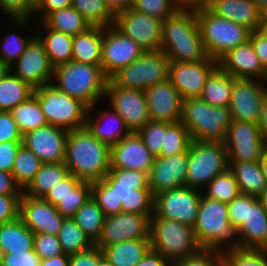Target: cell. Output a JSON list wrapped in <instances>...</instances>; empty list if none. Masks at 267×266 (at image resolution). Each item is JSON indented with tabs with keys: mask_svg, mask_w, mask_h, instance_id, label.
Returning a JSON list of instances; mask_svg holds the SVG:
<instances>
[{
	"mask_svg": "<svg viewBox=\"0 0 267 266\" xmlns=\"http://www.w3.org/2000/svg\"><path fill=\"white\" fill-rule=\"evenodd\" d=\"M224 145L228 162L260 161L267 147L258 124L234 120Z\"/></svg>",
	"mask_w": 267,
	"mask_h": 266,
	"instance_id": "5bb4252c",
	"label": "cell"
},
{
	"mask_svg": "<svg viewBox=\"0 0 267 266\" xmlns=\"http://www.w3.org/2000/svg\"><path fill=\"white\" fill-rule=\"evenodd\" d=\"M234 77L217 66L208 76L200 98L211 106L228 107Z\"/></svg>",
	"mask_w": 267,
	"mask_h": 266,
	"instance_id": "e575fe53",
	"label": "cell"
},
{
	"mask_svg": "<svg viewBox=\"0 0 267 266\" xmlns=\"http://www.w3.org/2000/svg\"><path fill=\"white\" fill-rule=\"evenodd\" d=\"M21 195H0V225L19 217Z\"/></svg>",
	"mask_w": 267,
	"mask_h": 266,
	"instance_id": "680465c9",
	"label": "cell"
},
{
	"mask_svg": "<svg viewBox=\"0 0 267 266\" xmlns=\"http://www.w3.org/2000/svg\"><path fill=\"white\" fill-rule=\"evenodd\" d=\"M69 174L64 162L44 163L34 179L23 190L25 195L43 198L51 188Z\"/></svg>",
	"mask_w": 267,
	"mask_h": 266,
	"instance_id": "d590c367",
	"label": "cell"
},
{
	"mask_svg": "<svg viewBox=\"0 0 267 266\" xmlns=\"http://www.w3.org/2000/svg\"><path fill=\"white\" fill-rule=\"evenodd\" d=\"M111 148L85 126L68 132L64 163L81 181L102 180L110 170Z\"/></svg>",
	"mask_w": 267,
	"mask_h": 266,
	"instance_id": "6da1fadb",
	"label": "cell"
},
{
	"mask_svg": "<svg viewBox=\"0 0 267 266\" xmlns=\"http://www.w3.org/2000/svg\"><path fill=\"white\" fill-rule=\"evenodd\" d=\"M40 262L34 250L0 255V266H40Z\"/></svg>",
	"mask_w": 267,
	"mask_h": 266,
	"instance_id": "9f6ffc18",
	"label": "cell"
},
{
	"mask_svg": "<svg viewBox=\"0 0 267 266\" xmlns=\"http://www.w3.org/2000/svg\"><path fill=\"white\" fill-rule=\"evenodd\" d=\"M22 192L12 173L0 171V195H22Z\"/></svg>",
	"mask_w": 267,
	"mask_h": 266,
	"instance_id": "003e7915",
	"label": "cell"
},
{
	"mask_svg": "<svg viewBox=\"0 0 267 266\" xmlns=\"http://www.w3.org/2000/svg\"><path fill=\"white\" fill-rule=\"evenodd\" d=\"M17 31L10 34L0 33V59L9 67L16 62L29 43L36 37V32L23 36L19 30Z\"/></svg>",
	"mask_w": 267,
	"mask_h": 266,
	"instance_id": "7dc6e473",
	"label": "cell"
},
{
	"mask_svg": "<svg viewBox=\"0 0 267 266\" xmlns=\"http://www.w3.org/2000/svg\"><path fill=\"white\" fill-rule=\"evenodd\" d=\"M98 266H113L106 258L103 256L98 263Z\"/></svg>",
	"mask_w": 267,
	"mask_h": 266,
	"instance_id": "deb4b68c",
	"label": "cell"
},
{
	"mask_svg": "<svg viewBox=\"0 0 267 266\" xmlns=\"http://www.w3.org/2000/svg\"><path fill=\"white\" fill-rule=\"evenodd\" d=\"M36 0H0V14L18 29L31 26ZM30 22V23H29ZM14 23V24H13Z\"/></svg>",
	"mask_w": 267,
	"mask_h": 266,
	"instance_id": "f6af8a7d",
	"label": "cell"
},
{
	"mask_svg": "<svg viewBox=\"0 0 267 266\" xmlns=\"http://www.w3.org/2000/svg\"><path fill=\"white\" fill-rule=\"evenodd\" d=\"M103 251L93 245L90 249L70 255L68 266H98Z\"/></svg>",
	"mask_w": 267,
	"mask_h": 266,
	"instance_id": "be15d7a7",
	"label": "cell"
},
{
	"mask_svg": "<svg viewBox=\"0 0 267 266\" xmlns=\"http://www.w3.org/2000/svg\"><path fill=\"white\" fill-rule=\"evenodd\" d=\"M170 60L162 50L145 51L137 60L115 73L110 80L120 87L146 90L168 79Z\"/></svg>",
	"mask_w": 267,
	"mask_h": 266,
	"instance_id": "8fae6325",
	"label": "cell"
},
{
	"mask_svg": "<svg viewBox=\"0 0 267 266\" xmlns=\"http://www.w3.org/2000/svg\"><path fill=\"white\" fill-rule=\"evenodd\" d=\"M222 255L223 266H267V252L262 249L237 246Z\"/></svg>",
	"mask_w": 267,
	"mask_h": 266,
	"instance_id": "c3c4849f",
	"label": "cell"
},
{
	"mask_svg": "<svg viewBox=\"0 0 267 266\" xmlns=\"http://www.w3.org/2000/svg\"><path fill=\"white\" fill-rule=\"evenodd\" d=\"M72 5V0H36V8L32 19L36 16V20L42 22L50 13L69 7Z\"/></svg>",
	"mask_w": 267,
	"mask_h": 266,
	"instance_id": "e7e4bbea",
	"label": "cell"
},
{
	"mask_svg": "<svg viewBox=\"0 0 267 266\" xmlns=\"http://www.w3.org/2000/svg\"><path fill=\"white\" fill-rule=\"evenodd\" d=\"M111 12L116 15L132 6L133 0H103Z\"/></svg>",
	"mask_w": 267,
	"mask_h": 266,
	"instance_id": "2644e50d",
	"label": "cell"
},
{
	"mask_svg": "<svg viewBox=\"0 0 267 266\" xmlns=\"http://www.w3.org/2000/svg\"><path fill=\"white\" fill-rule=\"evenodd\" d=\"M137 133L149 151L158 156L164 140L165 122L150 120Z\"/></svg>",
	"mask_w": 267,
	"mask_h": 266,
	"instance_id": "f5cc1de1",
	"label": "cell"
},
{
	"mask_svg": "<svg viewBox=\"0 0 267 266\" xmlns=\"http://www.w3.org/2000/svg\"><path fill=\"white\" fill-rule=\"evenodd\" d=\"M34 251L41 260L64 254L58 237L44 233L34 234Z\"/></svg>",
	"mask_w": 267,
	"mask_h": 266,
	"instance_id": "11a10c76",
	"label": "cell"
},
{
	"mask_svg": "<svg viewBox=\"0 0 267 266\" xmlns=\"http://www.w3.org/2000/svg\"><path fill=\"white\" fill-rule=\"evenodd\" d=\"M33 94L48 124L68 131L86 126L88 107L80 100L70 97L52 84L34 89Z\"/></svg>",
	"mask_w": 267,
	"mask_h": 266,
	"instance_id": "9c48e42d",
	"label": "cell"
},
{
	"mask_svg": "<svg viewBox=\"0 0 267 266\" xmlns=\"http://www.w3.org/2000/svg\"><path fill=\"white\" fill-rule=\"evenodd\" d=\"M151 121L178 123L182 116V98L169 79L144 90Z\"/></svg>",
	"mask_w": 267,
	"mask_h": 266,
	"instance_id": "cb8c5ba5",
	"label": "cell"
},
{
	"mask_svg": "<svg viewBox=\"0 0 267 266\" xmlns=\"http://www.w3.org/2000/svg\"><path fill=\"white\" fill-rule=\"evenodd\" d=\"M201 191L203 196L227 204L240 194L238 183L229 168L217 175Z\"/></svg>",
	"mask_w": 267,
	"mask_h": 266,
	"instance_id": "ee69618b",
	"label": "cell"
},
{
	"mask_svg": "<svg viewBox=\"0 0 267 266\" xmlns=\"http://www.w3.org/2000/svg\"><path fill=\"white\" fill-rule=\"evenodd\" d=\"M68 130L47 124L23 135V145L43 163L64 162Z\"/></svg>",
	"mask_w": 267,
	"mask_h": 266,
	"instance_id": "44dd1931",
	"label": "cell"
},
{
	"mask_svg": "<svg viewBox=\"0 0 267 266\" xmlns=\"http://www.w3.org/2000/svg\"><path fill=\"white\" fill-rule=\"evenodd\" d=\"M107 82L101 65L70 61L54 67L52 85L88 108L104 100Z\"/></svg>",
	"mask_w": 267,
	"mask_h": 266,
	"instance_id": "3957f363",
	"label": "cell"
},
{
	"mask_svg": "<svg viewBox=\"0 0 267 266\" xmlns=\"http://www.w3.org/2000/svg\"><path fill=\"white\" fill-rule=\"evenodd\" d=\"M258 198L261 201V204H262L263 208L267 212V186H266V188L264 189V191L262 192V194Z\"/></svg>",
	"mask_w": 267,
	"mask_h": 266,
	"instance_id": "2a66077c",
	"label": "cell"
},
{
	"mask_svg": "<svg viewBox=\"0 0 267 266\" xmlns=\"http://www.w3.org/2000/svg\"><path fill=\"white\" fill-rule=\"evenodd\" d=\"M44 163L25 145H21L12 168V175L15 183L22 191L34 179L36 173L41 169Z\"/></svg>",
	"mask_w": 267,
	"mask_h": 266,
	"instance_id": "b9f144b4",
	"label": "cell"
},
{
	"mask_svg": "<svg viewBox=\"0 0 267 266\" xmlns=\"http://www.w3.org/2000/svg\"><path fill=\"white\" fill-rule=\"evenodd\" d=\"M229 170L234 174L240 193L259 197L267 186L260 161L228 162Z\"/></svg>",
	"mask_w": 267,
	"mask_h": 266,
	"instance_id": "836d02e7",
	"label": "cell"
},
{
	"mask_svg": "<svg viewBox=\"0 0 267 266\" xmlns=\"http://www.w3.org/2000/svg\"><path fill=\"white\" fill-rule=\"evenodd\" d=\"M22 144V140H10L0 143V171L12 172L14 160Z\"/></svg>",
	"mask_w": 267,
	"mask_h": 266,
	"instance_id": "6125c7cd",
	"label": "cell"
},
{
	"mask_svg": "<svg viewBox=\"0 0 267 266\" xmlns=\"http://www.w3.org/2000/svg\"><path fill=\"white\" fill-rule=\"evenodd\" d=\"M42 22L52 30L72 36L83 33L91 27L72 5L50 13Z\"/></svg>",
	"mask_w": 267,
	"mask_h": 266,
	"instance_id": "8d00e7d4",
	"label": "cell"
},
{
	"mask_svg": "<svg viewBox=\"0 0 267 266\" xmlns=\"http://www.w3.org/2000/svg\"><path fill=\"white\" fill-rule=\"evenodd\" d=\"M10 113L22 135L48 124L34 94L19 105L14 106Z\"/></svg>",
	"mask_w": 267,
	"mask_h": 266,
	"instance_id": "f35d334b",
	"label": "cell"
},
{
	"mask_svg": "<svg viewBox=\"0 0 267 266\" xmlns=\"http://www.w3.org/2000/svg\"><path fill=\"white\" fill-rule=\"evenodd\" d=\"M261 169L263 172V175L265 176V179L267 181V147L266 150L260 160Z\"/></svg>",
	"mask_w": 267,
	"mask_h": 266,
	"instance_id": "34e18365",
	"label": "cell"
},
{
	"mask_svg": "<svg viewBox=\"0 0 267 266\" xmlns=\"http://www.w3.org/2000/svg\"><path fill=\"white\" fill-rule=\"evenodd\" d=\"M80 181V179L69 173L58 184L54 185L43 199L55 207Z\"/></svg>",
	"mask_w": 267,
	"mask_h": 266,
	"instance_id": "6f0895ef",
	"label": "cell"
},
{
	"mask_svg": "<svg viewBox=\"0 0 267 266\" xmlns=\"http://www.w3.org/2000/svg\"><path fill=\"white\" fill-rule=\"evenodd\" d=\"M10 71V67L0 59V80H2Z\"/></svg>",
	"mask_w": 267,
	"mask_h": 266,
	"instance_id": "11e5206c",
	"label": "cell"
},
{
	"mask_svg": "<svg viewBox=\"0 0 267 266\" xmlns=\"http://www.w3.org/2000/svg\"><path fill=\"white\" fill-rule=\"evenodd\" d=\"M213 0H173L178 11L198 12L211 7Z\"/></svg>",
	"mask_w": 267,
	"mask_h": 266,
	"instance_id": "a7ac6f4b",
	"label": "cell"
},
{
	"mask_svg": "<svg viewBox=\"0 0 267 266\" xmlns=\"http://www.w3.org/2000/svg\"><path fill=\"white\" fill-rule=\"evenodd\" d=\"M19 217L34 233L58 234L64 217L43 198H35L22 192Z\"/></svg>",
	"mask_w": 267,
	"mask_h": 266,
	"instance_id": "603a6c76",
	"label": "cell"
},
{
	"mask_svg": "<svg viewBox=\"0 0 267 266\" xmlns=\"http://www.w3.org/2000/svg\"><path fill=\"white\" fill-rule=\"evenodd\" d=\"M57 237L64 254L69 256L88 250L94 245L73 218L64 219Z\"/></svg>",
	"mask_w": 267,
	"mask_h": 266,
	"instance_id": "60d3db41",
	"label": "cell"
},
{
	"mask_svg": "<svg viewBox=\"0 0 267 266\" xmlns=\"http://www.w3.org/2000/svg\"><path fill=\"white\" fill-rule=\"evenodd\" d=\"M144 52L135 41L114 26L102 28L101 67L108 79Z\"/></svg>",
	"mask_w": 267,
	"mask_h": 266,
	"instance_id": "e0dca14e",
	"label": "cell"
},
{
	"mask_svg": "<svg viewBox=\"0 0 267 266\" xmlns=\"http://www.w3.org/2000/svg\"><path fill=\"white\" fill-rule=\"evenodd\" d=\"M209 9L217 16L238 23L251 32L259 29L261 10L253 0H213Z\"/></svg>",
	"mask_w": 267,
	"mask_h": 266,
	"instance_id": "f1b7e54d",
	"label": "cell"
},
{
	"mask_svg": "<svg viewBox=\"0 0 267 266\" xmlns=\"http://www.w3.org/2000/svg\"><path fill=\"white\" fill-rule=\"evenodd\" d=\"M91 196V182L80 181L56 206L64 218H73Z\"/></svg>",
	"mask_w": 267,
	"mask_h": 266,
	"instance_id": "681fc988",
	"label": "cell"
},
{
	"mask_svg": "<svg viewBox=\"0 0 267 266\" xmlns=\"http://www.w3.org/2000/svg\"><path fill=\"white\" fill-rule=\"evenodd\" d=\"M103 180L114 190L122 212L153 215L154 197L148 174L138 170L110 168Z\"/></svg>",
	"mask_w": 267,
	"mask_h": 266,
	"instance_id": "52a82bcc",
	"label": "cell"
},
{
	"mask_svg": "<svg viewBox=\"0 0 267 266\" xmlns=\"http://www.w3.org/2000/svg\"><path fill=\"white\" fill-rule=\"evenodd\" d=\"M189 131L180 121L178 123H165V134L160 150V157H170L182 152H186L191 143Z\"/></svg>",
	"mask_w": 267,
	"mask_h": 266,
	"instance_id": "bcb514c9",
	"label": "cell"
},
{
	"mask_svg": "<svg viewBox=\"0 0 267 266\" xmlns=\"http://www.w3.org/2000/svg\"><path fill=\"white\" fill-rule=\"evenodd\" d=\"M181 122L191 140L224 143L232 117L229 107L211 106L195 97L182 100Z\"/></svg>",
	"mask_w": 267,
	"mask_h": 266,
	"instance_id": "5b68a950",
	"label": "cell"
},
{
	"mask_svg": "<svg viewBox=\"0 0 267 266\" xmlns=\"http://www.w3.org/2000/svg\"><path fill=\"white\" fill-rule=\"evenodd\" d=\"M217 66L218 61L210 57L196 62L170 61L168 79L182 99L200 97L208 76Z\"/></svg>",
	"mask_w": 267,
	"mask_h": 266,
	"instance_id": "ffe728a7",
	"label": "cell"
},
{
	"mask_svg": "<svg viewBox=\"0 0 267 266\" xmlns=\"http://www.w3.org/2000/svg\"><path fill=\"white\" fill-rule=\"evenodd\" d=\"M105 214L90 196L80 207L73 219L93 243L100 237L105 221Z\"/></svg>",
	"mask_w": 267,
	"mask_h": 266,
	"instance_id": "ab89813d",
	"label": "cell"
},
{
	"mask_svg": "<svg viewBox=\"0 0 267 266\" xmlns=\"http://www.w3.org/2000/svg\"><path fill=\"white\" fill-rule=\"evenodd\" d=\"M202 191L181 187L154 196L153 213L157 217L175 220L193 227L197 220Z\"/></svg>",
	"mask_w": 267,
	"mask_h": 266,
	"instance_id": "4fadbf2b",
	"label": "cell"
},
{
	"mask_svg": "<svg viewBox=\"0 0 267 266\" xmlns=\"http://www.w3.org/2000/svg\"><path fill=\"white\" fill-rule=\"evenodd\" d=\"M249 40L251 41L261 64L267 71V39L258 31L251 32Z\"/></svg>",
	"mask_w": 267,
	"mask_h": 266,
	"instance_id": "03108f58",
	"label": "cell"
},
{
	"mask_svg": "<svg viewBox=\"0 0 267 266\" xmlns=\"http://www.w3.org/2000/svg\"><path fill=\"white\" fill-rule=\"evenodd\" d=\"M33 93L34 88L23 82L10 70L0 80V111L10 112L14 106L27 100Z\"/></svg>",
	"mask_w": 267,
	"mask_h": 266,
	"instance_id": "74e56055",
	"label": "cell"
},
{
	"mask_svg": "<svg viewBox=\"0 0 267 266\" xmlns=\"http://www.w3.org/2000/svg\"><path fill=\"white\" fill-rule=\"evenodd\" d=\"M151 249L160 253L170 263L185 259L201 250L193 227L175 220L150 217Z\"/></svg>",
	"mask_w": 267,
	"mask_h": 266,
	"instance_id": "8992f818",
	"label": "cell"
},
{
	"mask_svg": "<svg viewBox=\"0 0 267 266\" xmlns=\"http://www.w3.org/2000/svg\"><path fill=\"white\" fill-rule=\"evenodd\" d=\"M69 255L60 254L48 259H42L40 266H68Z\"/></svg>",
	"mask_w": 267,
	"mask_h": 266,
	"instance_id": "8c879c8a",
	"label": "cell"
},
{
	"mask_svg": "<svg viewBox=\"0 0 267 266\" xmlns=\"http://www.w3.org/2000/svg\"><path fill=\"white\" fill-rule=\"evenodd\" d=\"M196 16L206 53L216 61L250 38L249 29L217 16L210 9L200 10Z\"/></svg>",
	"mask_w": 267,
	"mask_h": 266,
	"instance_id": "ba28073f",
	"label": "cell"
},
{
	"mask_svg": "<svg viewBox=\"0 0 267 266\" xmlns=\"http://www.w3.org/2000/svg\"><path fill=\"white\" fill-rule=\"evenodd\" d=\"M34 250V233L18 217L0 225V255Z\"/></svg>",
	"mask_w": 267,
	"mask_h": 266,
	"instance_id": "4dcf8cb0",
	"label": "cell"
},
{
	"mask_svg": "<svg viewBox=\"0 0 267 266\" xmlns=\"http://www.w3.org/2000/svg\"><path fill=\"white\" fill-rule=\"evenodd\" d=\"M99 103L89 107L86 115V127L101 142L110 148L118 144L130 131L123 119L109 105L96 111ZM107 108V109H106ZM96 112V117L93 112ZM98 114V115H97Z\"/></svg>",
	"mask_w": 267,
	"mask_h": 266,
	"instance_id": "4316f807",
	"label": "cell"
},
{
	"mask_svg": "<svg viewBox=\"0 0 267 266\" xmlns=\"http://www.w3.org/2000/svg\"><path fill=\"white\" fill-rule=\"evenodd\" d=\"M193 230L201 249L223 253L238 246L236 230L229 220L227 203L201 195Z\"/></svg>",
	"mask_w": 267,
	"mask_h": 266,
	"instance_id": "277c9868",
	"label": "cell"
},
{
	"mask_svg": "<svg viewBox=\"0 0 267 266\" xmlns=\"http://www.w3.org/2000/svg\"><path fill=\"white\" fill-rule=\"evenodd\" d=\"M102 27H90L73 36L72 59L77 63L101 65Z\"/></svg>",
	"mask_w": 267,
	"mask_h": 266,
	"instance_id": "1f68e13d",
	"label": "cell"
},
{
	"mask_svg": "<svg viewBox=\"0 0 267 266\" xmlns=\"http://www.w3.org/2000/svg\"><path fill=\"white\" fill-rule=\"evenodd\" d=\"M218 66L234 78L267 81L264 69L250 40L228 51L218 60Z\"/></svg>",
	"mask_w": 267,
	"mask_h": 266,
	"instance_id": "484cf974",
	"label": "cell"
},
{
	"mask_svg": "<svg viewBox=\"0 0 267 266\" xmlns=\"http://www.w3.org/2000/svg\"><path fill=\"white\" fill-rule=\"evenodd\" d=\"M104 101L118 113L130 132H138L150 121L146 97L142 90L116 86L108 79Z\"/></svg>",
	"mask_w": 267,
	"mask_h": 266,
	"instance_id": "7c38bea8",
	"label": "cell"
},
{
	"mask_svg": "<svg viewBox=\"0 0 267 266\" xmlns=\"http://www.w3.org/2000/svg\"><path fill=\"white\" fill-rule=\"evenodd\" d=\"M161 50L173 62L206 60L196 12L176 11L163 20Z\"/></svg>",
	"mask_w": 267,
	"mask_h": 266,
	"instance_id": "7a4b0ae2",
	"label": "cell"
},
{
	"mask_svg": "<svg viewBox=\"0 0 267 266\" xmlns=\"http://www.w3.org/2000/svg\"><path fill=\"white\" fill-rule=\"evenodd\" d=\"M91 196L105 216L122 212V207L117 206L114 190L103 179L91 183Z\"/></svg>",
	"mask_w": 267,
	"mask_h": 266,
	"instance_id": "f907efd6",
	"label": "cell"
},
{
	"mask_svg": "<svg viewBox=\"0 0 267 266\" xmlns=\"http://www.w3.org/2000/svg\"><path fill=\"white\" fill-rule=\"evenodd\" d=\"M113 26L144 51L161 50L162 19L137 12L130 7L115 15Z\"/></svg>",
	"mask_w": 267,
	"mask_h": 266,
	"instance_id": "9a60e30c",
	"label": "cell"
},
{
	"mask_svg": "<svg viewBox=\"0 0 267 266\" xmlns=\"http://www.w3.org/2000/svg\"><path fill=\"white\" fill-rule=\"evenodd\" d=\"M171 266H223V255L218 251L201 249L192 256L172 262Z\"/></svg>",
	"mask_w": 267,
	"mask_h": 266,
	"instance_id": "db71d44e",
	"label": "cell"
},
{
	"mask_svg": "<svg viewBox=\"0 0 267 266\" xmlns=\"http://www.w3.org/2000/svg\"><path fill=\"white\" fill-rule=\"evenodd\" d=\"M40 27L36 36L43 43L49 61L53 67L65 64L72 59L73 36L52 30L43 22H38Z\"/></svg>",
	"mask_w": 267,
	"mask_h": 266,
	"instance_id": "f546056e",
	"label": "cell"
},
{
	"mask_svg": "<svg viewBox=\"0 0 267 266\" xmlns=\"http://www.w3.org/2000/svg\"><path fill=\"white\" fill-rule=\"evenodd\" d=\"M258 125L261 128V132L267 146V96L264 98L261 105L260 120L258 122Z\"/></svg>",
	"mask_w": 267,
	"mask_h": 266,
	"instance_id": "753ad0ef",
	"label": "cell"
},
{
	"mask_svg": "<svg viewBox=\"0 0 267 266\" xmlns=\"http://www.w3.org/2000/svg\"><path fill=\"white\" fill-rule=\"evenodd\" d=\"M10 140H23V135L11 113L0 111V143Z\"/></svg>",
	"mask_w": 267,
	"mask_h": 266,
	"instance_id": "94428289",
	"label": "cell"
},
{
	"mask_svg": "<svg viewBox=\"0 0 267 266\" xmlns=\"http://www.w3.org/2000/svg\"><path fill=\"white\" fill-rule=\"evenodd\" d=\"M258 32L267 39V24H260Z\"/></svg>",
	"mask_w": 267,
	"mask_h": 266,
	"instance_id": "b9fcfbb0",
	"label": "cell"
},
{
	"mask_svg": "<svg viewBox=\"0 0 267 266\" xmlns=\"http://www.w3.org/2000/svg\"><path fill=\"white\" fill-rule=\"evenodd\" d=\"M150 249V239H135L109 245L102 251L113 266H136Z\"/></svg>",
	"mask_w": 267,
	"mask_h": 266,
	"instance_id": "d6a6232c",
	"label": "cell"
},
{
	"mask_svg": "<svg viewBox=\"0 0 267 266\" xmlns=\"http://www.w3.org/2000/svg\"><path fill=\"white\" fill-rule=\"evenodd\" d=\"M227 205L230 223L237 231L243 225V221H246L247 194L240 193Z\"/></svg>",
	"mask_w": 267,
	"mask_h": 266,
	"instance_id": "91938a15",
	"label": "cell"
},
{
	"mask_svg": "<svg viewBox=\"0 0 267 266\" xmlns=\"http://www.w3.org/2000/svg\"><path fill=\"white\" fill-rule=\"evenodd\" d=\"M238 246L264 250L267 246V212L259 198L247 195L246 221L236 231Z\"/></svg>",
	"mask_w": 267,
	"mask_h": 266,
	"instance_id": "83f0119b",
	"label": "cell"
},
{
	"mask_svg": "<svg viewBox=\"0 0 267 266\" xmlns=\"http://www.w3.org/2000/svg\"><path fill=\"white\" fill-rule=\"evenodd\" d=\"M135 239H150V217L120 212L105 217L100 237L94 245L102 250L109 245Z\"/></svg>",
	"mask_w": 267,
	"mask_h": 266,
	"instance_id": "ac0fdd59",
	"label": "cell"
},
{
	"mask_svg": "<svg viewBox=\"0 0 267 266\" xmlns=\"http://www.w3.org/2000/svg\"><path fill=\"white\" fill-rule=\"evenodd\" d=\"M10 70L34 89L52 84L54 67L49 61L43 43L37 36L29 43Z\"/></svg>",
	"mask_w": 267,
	"mask_h": 266,
	"instance_id": "d6986e66",
	"label": "cell"
},
{
	"mask_svg": "<svg viewBox=\"0 0 267 266\" xmlns=\"http://www.w3.org/2000/svg\"><path fill=\"white\" fill-rule=\"evenodd\" d=\"M267 96V81L234 78L229 103L232 120L258 124L261 105Z\"/></svg>",
	"mask_w": 267,
	"mask_h": 266,
	"instance_id": "2e32d148",
	"label": "cell"
},
{
	"mask_svg": "<svg viewBox=\"0 0 267 266\" xmlns=\"http://www.w3.org/2000/svg\"><path fill=\"white\" fill-rule=\"evenodd\" d=\"M136 266H171V263L160 253L150 249Z\"/></svg>",
	"mask_w": 267,
	"mask_h": 266,
	"instance_id": "89a4df30",
	"label": "cell"
},
{
	"mask_svg": "<svg viewBox=\"0 0 267 266\" xmlns=\"http://www.w3.org/2000/svg\"><path fill=\"white\" fill-rule=\"evenodd\" d=\"M260 24H267V7L261 10V22Z\"/></svg>",
	"mask_w": 267,
	"mask_h": 266,
	"instance_id": "09005b40",
	"label": "cell"
},
{
	"mask_svg": "<svg viewBox=\"0 0 267 266\" xmlns=\"http://www.w3.org/2000/svg\"><path fill=\"white\" fill-rule=\"evenodd\" d=\"M228 167L224 143L192 140L189 146L185 186L202 190Z\"/></svg>",
	"mask_w": 267,
	"mask_h": 266,
	"instance_id": "30bf717a",
	"label": "cell"
},
{
	"mask_svg": "<svg viewBox=\"0 0 267 266\" xmlns=\"http://www.w3.org/2000/svg\"><path fill=\"white\" fill-rule=\"evenodd\" d=\"M155 156L143 143L137 132H130L111 147L110 168L138 170L149 175Z\"/></svg>",
	"mask_w": 267,
	"mask_h": 266,
	"instance_id": "d4e9b609",
	"label": "cell"
},
{
	"mask_svg": "<svg viewBox=\"0 0 267 266\" xmlns=\"http://www.w3.org/2000/svg\"><path fill=\"white\" fill-rule=\"evenodd\" d=\"M253 1L257 4L260 10H263L265 7H267V0H253Z\"/></svg>",
	"mask_w": 267,
	"mask_h": 266,
	"instance_id": "979ff035",
	"label": "cell"
},
{
	"mask_svg": "<svg viewBox=\"0 0 267 266\" xmlns=\"http://www.w3.org/2000/svg\"><path fill=\"white\" fill-rule=\"evenodd\" d=\"M188 161L189 148L186 152L170 157H155L148 175L153 197L161 192L185 186Z\"/></svg>",
	"mask_w": 267,
	"mask_h": 266,
	"instance_id": "7402d4cb",
	"label": "cell"
},
{
	"mask_svg": "<svg viewBox=\"0 0 267 266\" xmlns=\"http://www.w3.org/2000/svg\"><path fill=\"white\" fill-rule=\"evenodd\" d=\"M72 6L91 27L105 28L114 24L115 15L103 0H72Z\"/></svg>",
	"mask_w": 267,
	"mask_h": 266,
	"instance_id": "7bdbcfd3",
	"label": "cell"
},
{
	"mask_svg": "<svg viewBox=\"0 0 267 266\" xmlns=\"http://www.w3.org/2000/svg\"><path fill=\"white\" fill-rule=\"evenodd\" d=\"M131 8L162 20L177 11L173 0H133Z\"/></svg>",
	"mask_w": 267,
	"mask_h": 266,
	"instance_id": "816d5d0a",
	"label": "cell"
}]
</instances>
